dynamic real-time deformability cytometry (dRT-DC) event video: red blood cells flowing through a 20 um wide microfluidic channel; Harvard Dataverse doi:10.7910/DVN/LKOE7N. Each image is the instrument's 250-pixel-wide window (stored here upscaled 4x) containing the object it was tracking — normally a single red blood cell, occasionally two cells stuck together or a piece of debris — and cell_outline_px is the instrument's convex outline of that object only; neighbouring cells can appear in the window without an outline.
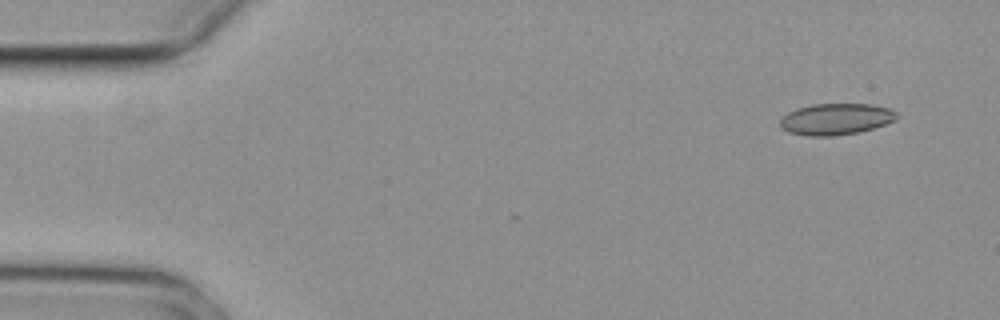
{"species": "common noctule bat (a hibernating species)", "species_latin": "Nyctalus noctula", "temperature_condition": "cold", "stored_images_in_passage": 4, "camera_frame_rate_fps": 3000, "um_per_image_px": 0.085, "animal": {"sex": "female", "body_mass_g": 29.2, "forearm_length_mm": 56.3}, "frame": {"image": 1, "passage_image": 1, "time_ms": 0.0, "image_size_px": [1000, 320], "cell_outline_px": [[900, 116], [896, 120], [860, 132], [832, 136], [808, 136], [788, 132], [780, 128], [780, 120], [788, 112], [796, 108], [812, 104], [872, 104], [888, 108], [896, 112]], "centroid_in_image_um": [71.04, 10.12], "position_along_channel_um": 14.0, "area_um2": 21.44}}
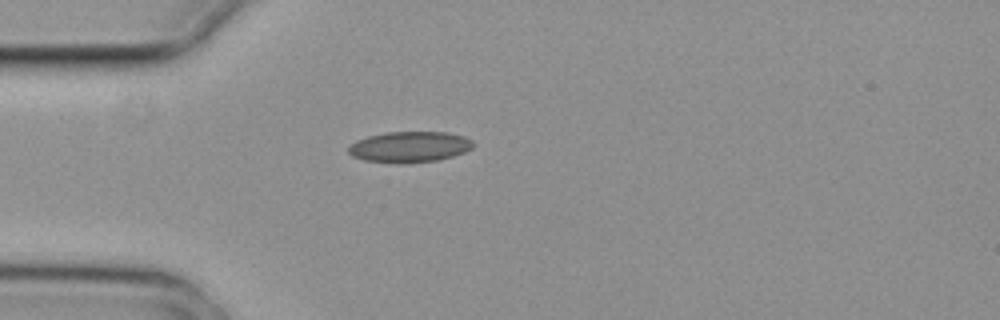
{"frame": {"image": 2, "passage_image": 4, "time_ms": 1.0, "image_size_px": [1000, 320], "cell_outline_px": [[476, 144], [472, 148], [464, 152], [452, 156], [436, 160], [364, 160], [352, 156], [348, 152], [348, 144], [356, 140], [368, 136], [384, 132], [448, 132], [464, 136], [472, 140]], "centroid_in_image_um": [34.83, 12.42], "position_along_channel_um": 50.2, "area_um2": 21.62}}